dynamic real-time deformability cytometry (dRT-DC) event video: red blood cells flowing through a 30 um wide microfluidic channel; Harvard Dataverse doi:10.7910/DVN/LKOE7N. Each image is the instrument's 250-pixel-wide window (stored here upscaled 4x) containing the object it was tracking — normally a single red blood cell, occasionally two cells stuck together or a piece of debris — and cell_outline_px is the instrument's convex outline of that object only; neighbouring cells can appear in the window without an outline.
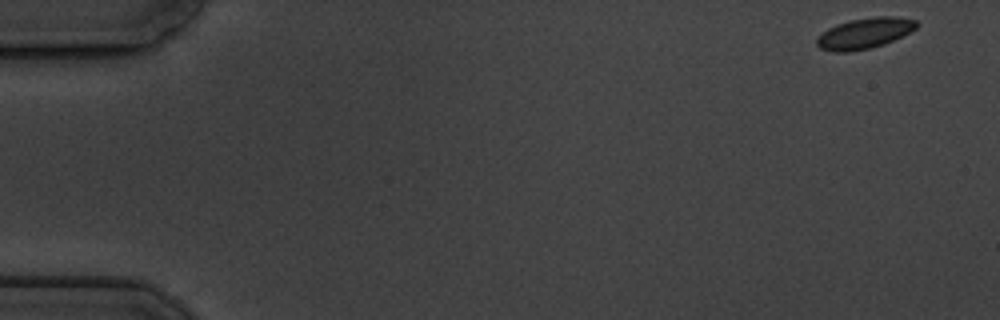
{"species": "common noctule bat (a hibernating species)", "species_latin": "Nyctalus noctula", "temperature_condition": "cold", "stored_images_in_passage": 8, "camera_frame_rate_fps": 3000, "um_per_image_px": 0.085, "animal": {"sex": "male", "body_mass_g": 19.5, "forearm_length_mm": 54.6}, "frame": {"image": 1, "passage_image": 1, "time_ms": 0.0, "image_size_px": [1000, 320], "cell_outline_px": [[920, 24], [916, 28], [884, 44], [868, 48], [848, 52], [836, 52], [820, 48], [816, 44], [816, 40], [828, 28], [836, 24], [848, 20], [876, 16], [896, 16], [916, 20]], "centroid_in_image_um": [73.49, 2.81], "position_along_channel_um": 11.5, "area_um2": 17.69}}
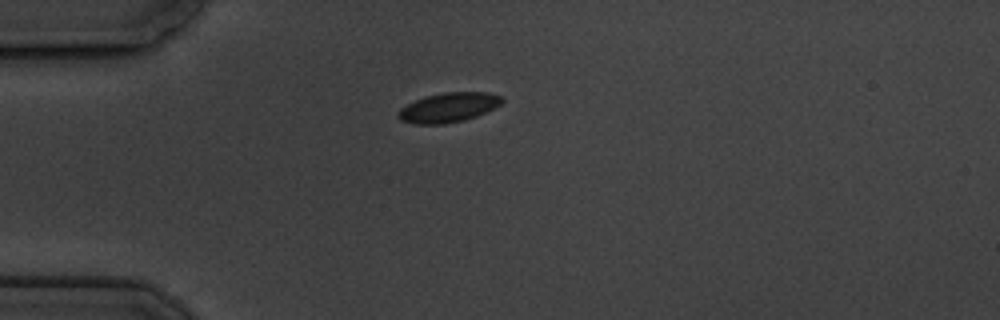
{"frame": {"image": 2, "passage_image": 4, "time_ms": 4.333, "image_size_px": [1000, 320], "cell_outline_px": [[504, 100], [500, 104], [476, 116], [464, 120], [444, 124], [412, 124], [400, 120], [396, 116], [396, 112], [400, 108], [416, 100], [428, 96], [444, 92], [488, 92], [504, 96]], "centroid_in_image_um": [38.1, 9.14], "position_along_channel_um": 46.9, "area_um2": 17.86}}
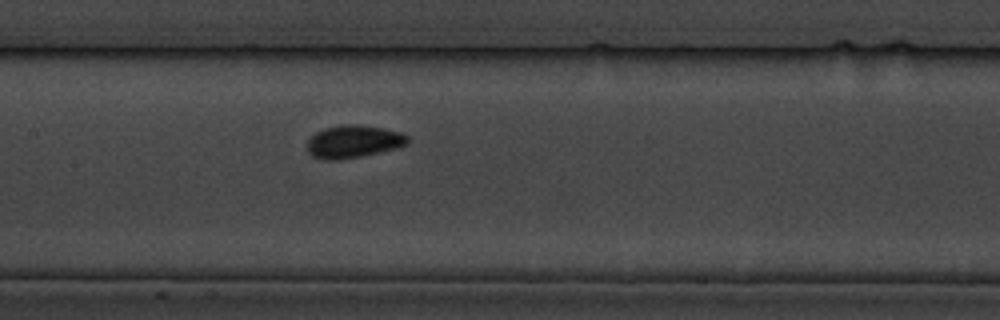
{"frame": {"image": 3, "passage_image": 8, "time_ms": 8.667, "image_size_px": [1000, 320], "cell_outline_px": [[408, 144], [396, 148], [360, 156], [340, 160], [324, 160], [312, 156], [308, 152], [308, 140], [316, 132], [324, 128], [348, 124], [356, 124], [384, 128], [400, 132], [408, 136]], "centroid_in_image_um": [30.04, 12.03], "position_along_channel_um": 177.4, "area_um2": 19.02}}